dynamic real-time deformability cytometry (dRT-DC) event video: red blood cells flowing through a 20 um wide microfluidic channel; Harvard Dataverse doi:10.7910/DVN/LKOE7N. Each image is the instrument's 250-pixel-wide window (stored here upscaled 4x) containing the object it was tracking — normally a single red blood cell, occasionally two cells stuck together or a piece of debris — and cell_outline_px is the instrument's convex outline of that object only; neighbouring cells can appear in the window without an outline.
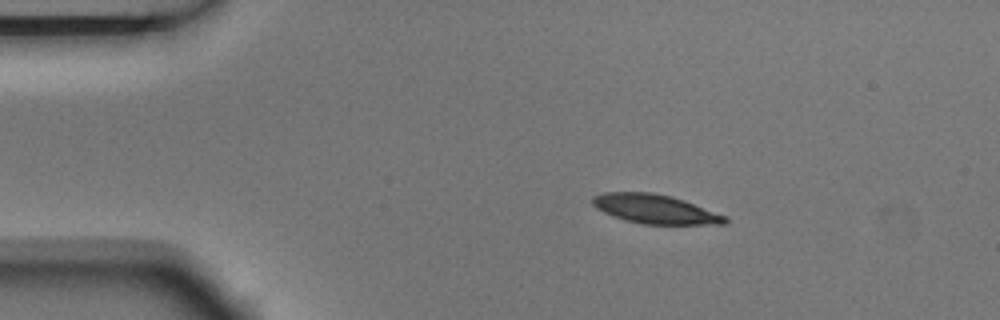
{"species": "Egyptian fruit bat (a non-hibernating species)", "species_latin": "Rousettus aegyptiacus", "temperature_condition": "room temperature", "stored_images_in_passage": 9, "camera_frame_rate_fps": 3000, "um_per_image_px": 0.085, "animal": {"sex": "male"}, "frame": {"image": 1, "passage_image": 2, "time_ms": 0.333, "image_size_px": [1000, 320], "cell_outline_px": [[728, 224], [644, 224], [624, 220], [612, 216], [596, 208], [592, 204], [592, 196], [604, 192], [652, 192], [684, 200], [728, 216]], "centroid_in_image_um": [55.69, 17.77], "position_along_channel_um": 29.3, "area_um2": 22.54}}
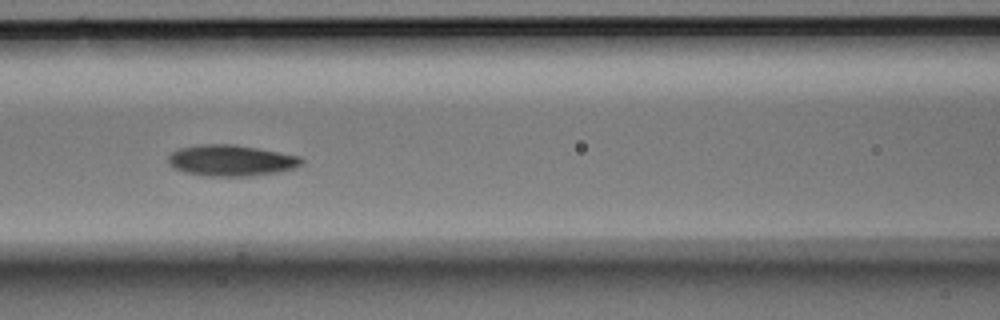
{"frame": {"image": 2, "passage_image": 6, "time_ms": 1.667, "image_size_px": [1000, 320], "cell_outline_px": [[304, 160], [296, 168], [280, 172], [252, 176], [208, 176], [184, 172], [168, 164], [168, 156], [172, 152], [180, 148], [200, 144], [236, 144], [300, 156]], "centroid_in_image_um": [19.66, 13.64], "position_along_channel_um": 146.9, "area_um2": 24.28}}
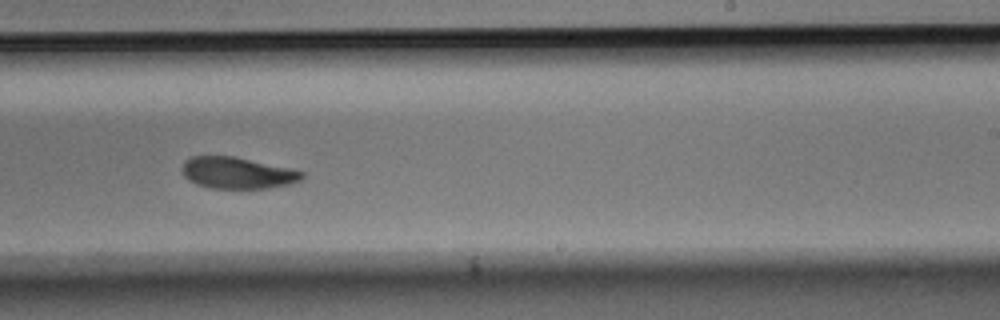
{"frame": {"image": 3, "passage_image": 9, "time_ms": 2.667, "image_size_px": [1000, 320], "cell_outline_px": [[304, 176], [300, 180], [288, 184], [268, 188], [212, 188], [196, 184], [188, 180], [184, 176], [180, 168], [184, 160], [192, 156], [236, 156], [292, 168], [304, 172]], "centroid_in_image_um": [20.15, 14.68], "position_along_channel_um": 268.8, "area_um2": 22.25}}